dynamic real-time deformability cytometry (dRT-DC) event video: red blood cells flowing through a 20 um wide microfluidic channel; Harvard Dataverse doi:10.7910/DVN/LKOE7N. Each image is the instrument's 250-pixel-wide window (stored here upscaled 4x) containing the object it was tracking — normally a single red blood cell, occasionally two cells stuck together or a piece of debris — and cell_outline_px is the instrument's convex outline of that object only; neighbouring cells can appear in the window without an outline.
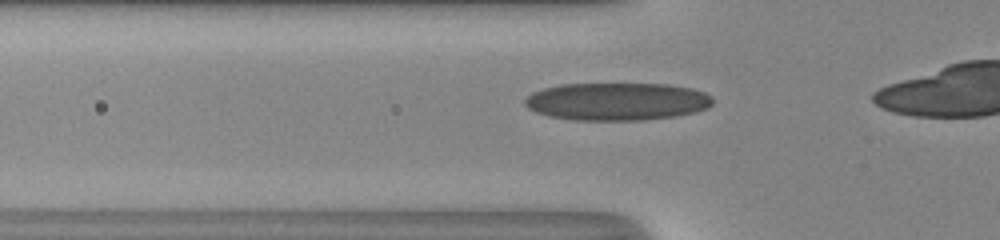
{"species": "human", "species_latin": "Homo sapiens", "temperature_condition": "room temperature", "stored_images_in_passage": 37, "camera_frame_rate_fps": 3000, "um_per_image_px": 0.085, "donor": {"sex": "male"}, "frame": {"image": 1, "passage_image": 10, "time_ms": 3.0, "image_size_px": [1000, 240], "cell_outline_px": [[712, 104], [708, 108], [696, 112], [676, 116], [644, 120], [572, 120], [548, 116], [536, 112], [528, 108], [524, 104], [524, 100], [532, 92], [544, 88], [560, 84], [668, 84], [692, 88], [704, 92], [712, 96]], "centroid_in_image_um": [52.45, 8.63], "position_along_channel_um": 73.4, "area_um2": 41.56}}
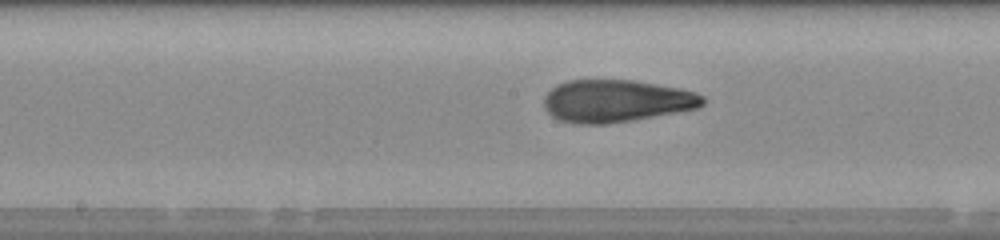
{"frame": {"image": 2, "passage_image": 19, "time_ms": 6.0, "image_size_px": [1000, 240], "cell_outline_px": [[704, 104], [696, 108], [676, 112], [632, 120], [608, 124], [576, 124], [560, 120], [552, 116], [544, 108], [544, 96], [556, 84], [568, 80], [632, 80], [680, 88], [704, 96]], "centroid_in_image_um": [52.34, 8.58], "position_along_channel_um": 195.9, "area_um2": 39.13}}
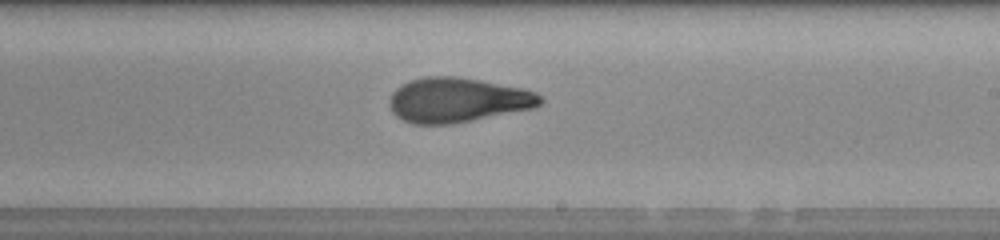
{"frame": {"image": 3, "passage_image": 23, "time_ms": 7.333, "image_size_px": [1000, 240], "cell_outline_px": [[544, 100], [540, 104], [532, 108], [452, 124], [412, 124], [400, 120], [392, 112], [388, 104], [388, 100], [392, 92], [396, 88], [408, 80], [424, 76], [456, 76], [480, 80], [524, 88], [536, 92]], "centroid_in_image_um": [38.83, 8.5], "position_along_channel_um": 250.2, "area_um2": 39.54}, "authors_computed_cell_mechanics": {"area_um2": 39.7664, "velocity_mm_per_s": 4.0822, "shape_relaxation_time_tau1_ms": 6.763, "shape_relaxation_time_tau2_ms": 1.3517, "deformation_change_tau1": 0.2348, "deformation_change_tau2": 0.0825}}